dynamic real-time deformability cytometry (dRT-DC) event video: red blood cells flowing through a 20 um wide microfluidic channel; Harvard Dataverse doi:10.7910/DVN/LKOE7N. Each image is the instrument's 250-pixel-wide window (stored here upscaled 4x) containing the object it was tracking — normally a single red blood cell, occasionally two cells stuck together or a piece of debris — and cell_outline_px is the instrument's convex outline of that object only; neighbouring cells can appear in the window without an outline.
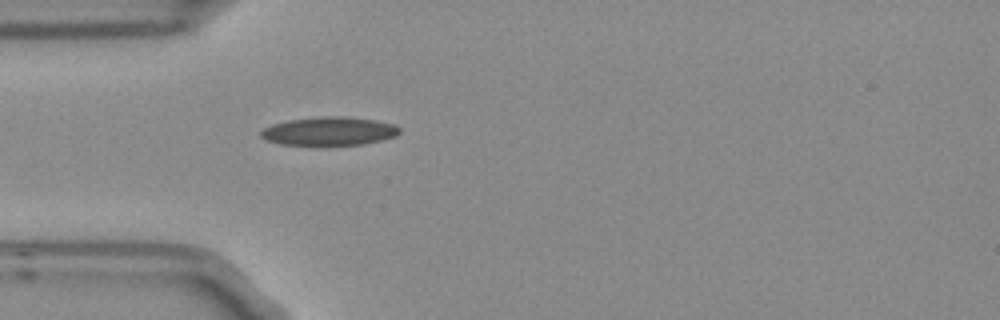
{"species": "Egyptian fruit bat (a non-hibernating species)", "species_latin": "Rousettus aegyptiacus", "temperature_condition": "room temperature", "stored_images_in_passage": 1, "camera_frame_rate_fps": 3000, "um_per_image_px": 0.085, "frame": {"image": 1, "passage_image": 1, "time_ms": 0.0, "image_size_px": [1000, 320], "cell_outline_px": [[400, 132], [396, 136], [364, 144], [280, 144], [268, 140], [260, 136], [260, 132], [264, 128], [272, 124], [288, 120], [324, 116], [348, 116], [376, 120], [396, 124], [400, 128]], "centroid_in_image_um": [28.02, 11.13], "position_along_channel_um": 57.0, "area_um2": 22.83}}